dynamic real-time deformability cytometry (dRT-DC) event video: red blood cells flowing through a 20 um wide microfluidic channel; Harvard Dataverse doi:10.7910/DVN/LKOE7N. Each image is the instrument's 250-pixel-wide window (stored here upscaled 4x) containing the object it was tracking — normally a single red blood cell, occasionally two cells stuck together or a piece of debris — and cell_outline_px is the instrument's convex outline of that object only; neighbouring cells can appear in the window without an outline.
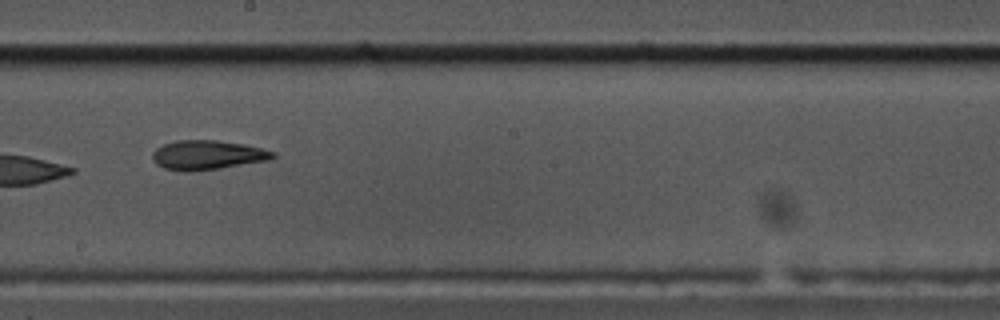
{"species": "common noctule bat (a hibernating species)", "species_latin": "Nyctalus noctula", "temperature_condition": "cold", "stored_images_in_passage": 9, "camera_frame_rate_fps": 3000, "um_per_image_px": 0.085, "animal": {"sex": "male", "body_mass_g": 17.5, "forearm_length_mm": 52.3}, "frame": {"image": 1, "passage_image": 9, "time_ms": 2.667, "image_size_px": [1000, 320], "cell_outline_px": [[276, 156], [268, 160], [220, 168], [188, 172], [164, 168], [156, 164], [152, 160], [152, 152], [156, 148], [164, 144], [176, 140], [216, 140], [244, 144], [276, 152]], "centroid_in_image_um": [17.6, 13.17], "position_along_channel_um": 230.6, "area_um2": 20.58}}